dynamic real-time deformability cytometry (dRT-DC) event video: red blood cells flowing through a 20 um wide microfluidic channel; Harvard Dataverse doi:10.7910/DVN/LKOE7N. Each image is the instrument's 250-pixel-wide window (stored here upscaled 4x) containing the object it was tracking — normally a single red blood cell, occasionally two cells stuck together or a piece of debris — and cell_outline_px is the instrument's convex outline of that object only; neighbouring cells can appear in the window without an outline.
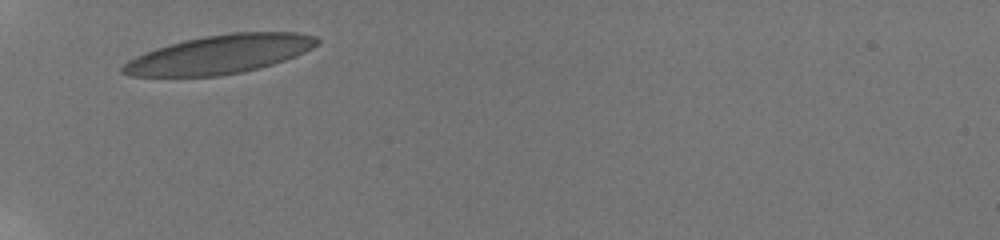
{"species": "human", "species_latin": "Homo sapiens", "temperature_condition": "room temperature", "stored_images_in_passage": 4, "camera_frame_rate_fps": 3000, "um_per_image_px": 0.085, "donor": {"sex": "male"}, "frame": {"image": 1, "passage_image": 1, "time_ms": 0.0, "image_size_px": [1000, 240], "cell_outline_px": [[320, 44], [296, 56], [260, 68], [244, 72], [220, 76], [128, 76], [120, 72], [120, 68], [128, 60], [136, 56], [156, 48], [184, 40], [204, 36], [232, 32], [296, 32], [316, 36], [320, 40]], "centroid_in_image_um": [18.69, 4.62], "position_along_channel_um": 66.3, "area_um2": 43.87}}
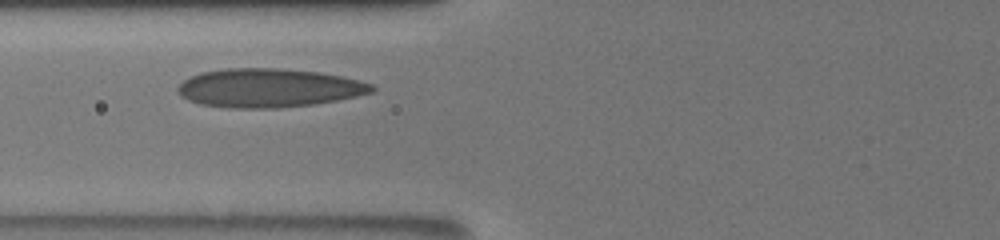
{"frame": {"image": 2, "passage_image": 2, "time_ms": 1.333, "image_size_px": [1000, 240], "cell_outline_px": [[376, 92], [336, 100], [312, 104], [276, 108], [228, 108], [200, 104], [188, 100], [180, 96], [176, 92], [176, 88], [184, 80], [200, 72], [224, 68], [276, 68], [316, 72], [340, 76], [360, 80], [372, 84], [376, 88]], "centroid_in_image_um": [22.81, 7.48], "position_along_channel_um": 103.0, "area_um2": 43.87}}